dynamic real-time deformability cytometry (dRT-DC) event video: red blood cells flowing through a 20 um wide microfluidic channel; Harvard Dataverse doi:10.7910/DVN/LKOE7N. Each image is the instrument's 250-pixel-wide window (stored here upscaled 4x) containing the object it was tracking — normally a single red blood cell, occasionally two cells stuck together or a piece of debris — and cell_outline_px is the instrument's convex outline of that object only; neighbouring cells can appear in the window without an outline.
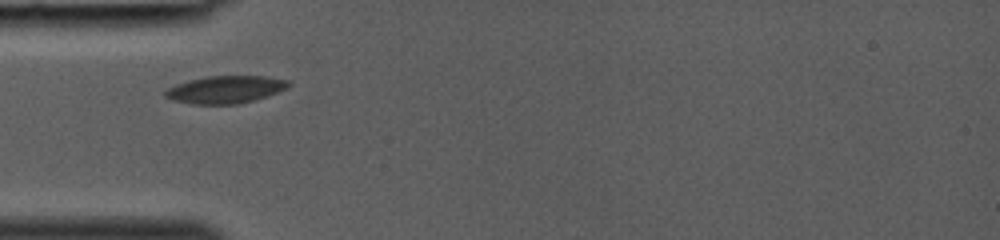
{"species": "common noctule bat (a hibernating species)", "species_latin": "Nyctalus noctula", "temperature_condition": "room temperature", "stored_images_in_passage": 24, "camera_frame_rate_fps": 3000, "um_per_image_px": 0.085, "animal": {"sex": "female", "body_mass_g": 19.0, "forearm_length_mm": 53.3}, "frame": {"image": 1, "passage_image": 1, "time_ms": 0.0, "image_size_px": [1000, 240], "cell_outline_px": [[292, 84], [288, 88], [252, 100], [236, 104], [192, 104], [172, 100], [164, 96], [164, 92], [168, 88], [176, 84], [188, 80], [208, 76], [264, 76], [288, 80]], "centroid_in_image_um": [19.13, 7.6], "position_along_channel_um": 65.9, "area_um2": 19.59}}
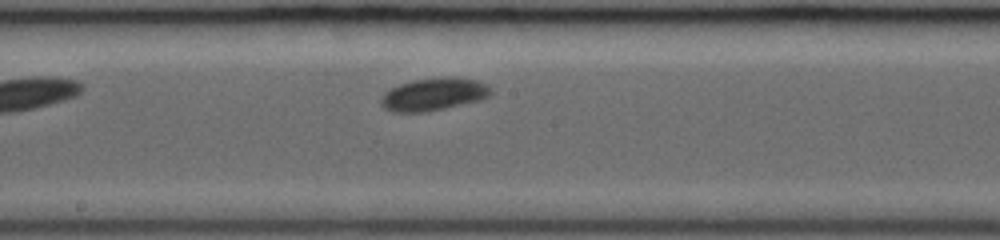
{"frame": {"image": 2, "passage_image": 10, "time_ms": 3.0, "image_size_px": [1000, 240], "cell_outline_px": [[492, 92], [488, 96], [480, 100], [428, 112], [392, 112], [384, 108], [380, 104], [380, 100], [384, 92], [400, 84], [412, 80], [444, 76], [476, 80], [492, 88]], "centroid_in_image_um": [36.83, 8.02], "position_along_channel_um": 211.4, "area_um2": 20.92}}
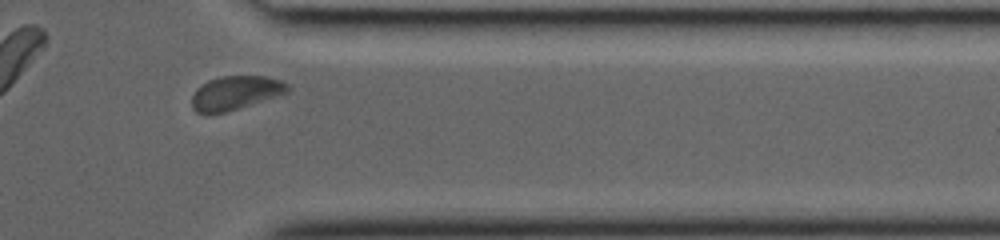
{"frame": {"image": 3, "passage_image": 21, "time_ms": 6.667, "image_size_px": [1000, 240], "cell_outline_px": [[292, 88], [288, 92], [224, 112], [196, 112], [192, 108], [192, 96], [196, 88], [208, 80], [220, 76], [264, 76], [280, 80], [288, 84]], "centroid_in_image_um": [20.01, 7.86], "position_along_channel_um": 391.4, "area_um2": 18.5}}